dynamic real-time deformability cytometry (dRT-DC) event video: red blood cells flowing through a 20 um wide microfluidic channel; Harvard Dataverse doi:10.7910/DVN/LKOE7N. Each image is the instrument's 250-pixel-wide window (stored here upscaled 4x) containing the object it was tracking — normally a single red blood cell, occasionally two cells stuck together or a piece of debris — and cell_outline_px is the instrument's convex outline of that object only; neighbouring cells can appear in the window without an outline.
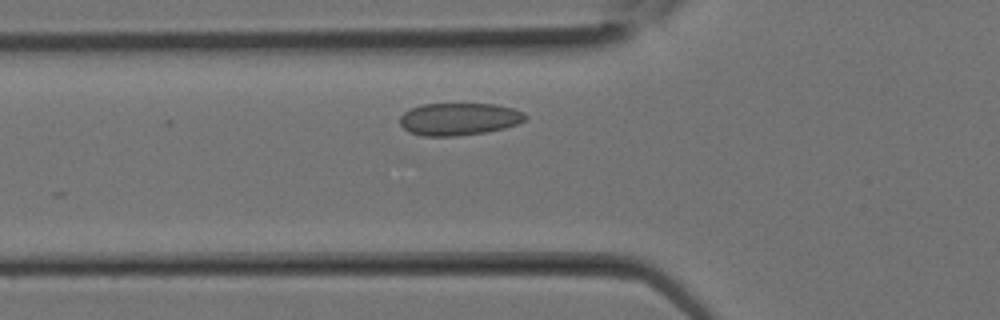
{"species": "Egyptian fruit bat (a non-hibernating species)", "species_latin": "Rousettus aegyptiacus", "temperature_condition": "room temperature", "stored_images_in_passage": 12, "camera_frame_rate_fps": 3000, "um_per_image_px": 0.085, "animal": {"sex": "female"}, "frame": {"image": 1, "passage_image": 4, "time_ms": 1.0, "image_size_px": [1000, 320], "cell_outline_px": [[528, 116], [524, 120], [516, 124], [504, 128], [484, 132], [456, 136], [424, 136], [408, 132], [400, 124], [400, 116], [404, 112], [420, 104], [496, 104], [512, 108], [524, 112]], "centroid_in_image_um": [39.0, 10.11], "position_along_channel_um": 86.8, "area_um2": 23.64}}
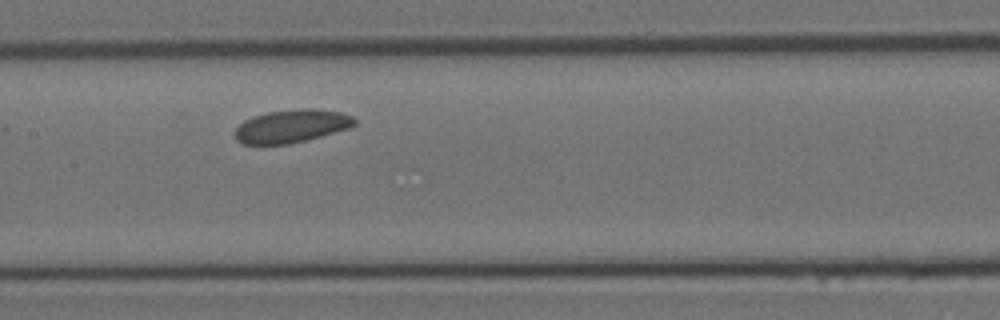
{"frame": {"image": 2, "passage_image": 8, "time_ms": 2.333, "image_size_px": [1000, 320], "cell_outline_px": [[356, 124], [348, 128], [320, 136], [288, 144], [244, 144], [236, 140], [236, 128], [244, 120], [252, 116], [268, 112], [300, 108], [308, 108], [340, 112], [352, 116], [356, 120]], "centroid_in_image_um": [24.77, 10.71], "position_along_channel_um": 182.6, "area_um2": 22.77}}
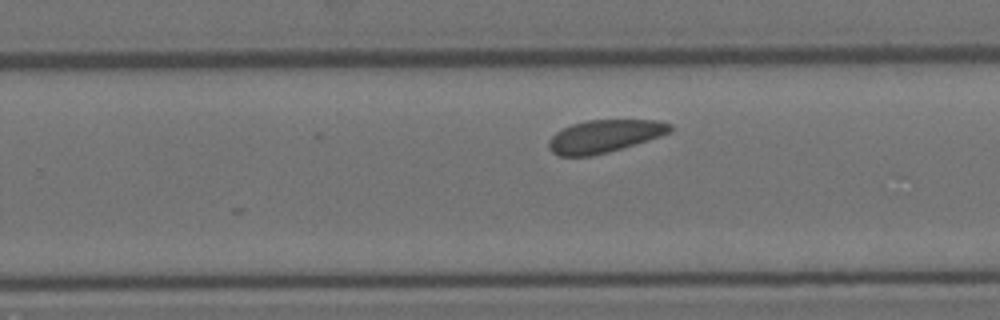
{"frame": {"image": 3, "passage_image": 12, "time_ms": 3.667, "image_size_px": [1000, 320], "cell_outline_px": [[672, 132], [648, 140], [608, 152], [592, 156], [560, 156], [552, 152], [548, 148], [548, 140], [556, 132], [572, 124], [588, 120], [660, 120], [672, 124]], "centroid_in_image_um": [51.39, 11.57], "position_along_channel_um": 278.4, "area_um2": 23.12}}